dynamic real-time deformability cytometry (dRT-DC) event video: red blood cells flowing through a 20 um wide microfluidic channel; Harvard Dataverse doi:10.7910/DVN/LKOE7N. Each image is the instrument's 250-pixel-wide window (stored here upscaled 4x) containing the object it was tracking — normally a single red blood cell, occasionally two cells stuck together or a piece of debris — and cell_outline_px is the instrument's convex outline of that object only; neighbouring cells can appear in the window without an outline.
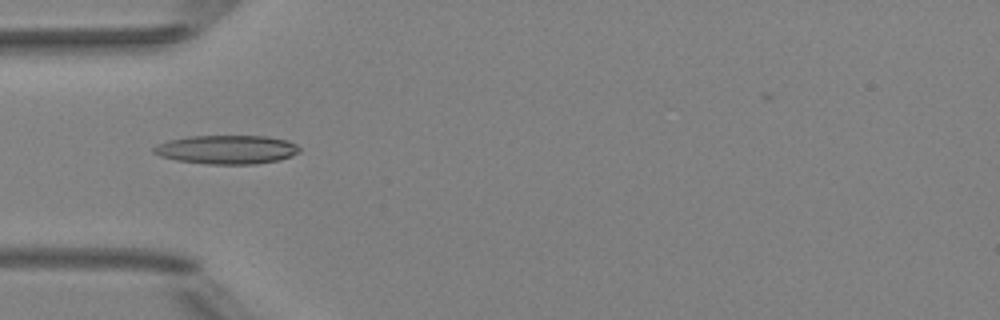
{"species": "Egyptian fruit bat (a non-hibernating species)", "species_latin": "Rousettus aegyptiacus", "temperature_condition": "room temperature", "stored_images_in_passage": 2, "camera_frame_rate_fps": 3000, "um_per_image_px": 0.085, "animal": {"sex": "female"}, "frame": {"image": 1, "passage_image": 2, "time_ms": 1.0, "image_size_px": [1000, 320], "cell_outline_px": [[300, 152], [292, 156], [280, 160], [256, 164], [208, 164], [176, 160], [160, 156], [152, 152], [152, 148], [168, 140], [188, 136], [268, 136], [288, 140], [296, 144], [300, 148]], "centroid_in_image_um": [19.31, 12.71], "position_along_channel_um": 65.7, "area_um2": 24.62}}